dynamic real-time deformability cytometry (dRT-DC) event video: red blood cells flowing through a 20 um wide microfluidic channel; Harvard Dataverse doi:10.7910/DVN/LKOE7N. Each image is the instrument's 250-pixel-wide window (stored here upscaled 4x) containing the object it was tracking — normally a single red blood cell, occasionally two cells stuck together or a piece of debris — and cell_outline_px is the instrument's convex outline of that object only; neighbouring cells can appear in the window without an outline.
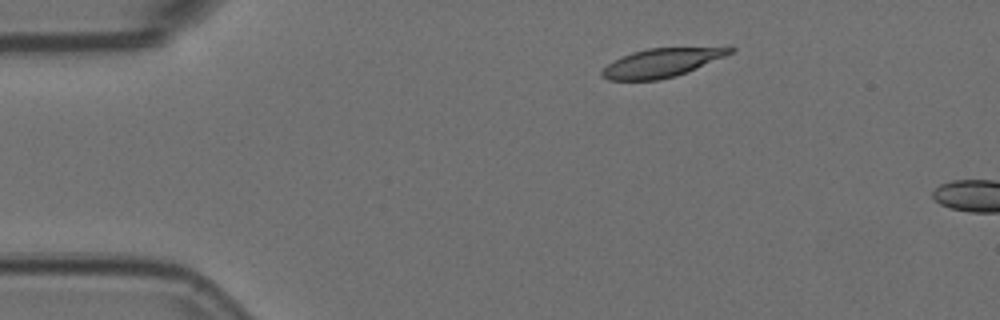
{"species": "Egyptian fruit bat (a non-hibernating species)", "species_latin": "Rousettus aegyptiacus", "temperature_condition": "room temperature", "stored_images_in_passage": 2, "camera_frame_rate_fps": 3000, "um_per_image_px": 0.085, "animal": {"sex": "female"}, "frame": {"image": 1, "passage_image": 1, "time_ms": 0.0, "image_size_px": [1000, 320], "cell_outline_px": [[736, 48], [732, 52], [724, 56], [696, 68], [676, 76], [656, 80], [608, 80], [600, 76], [600, 72], [608, 64], [632, 52], [648, 48], [732, 44]], "centroid_in_image_um": [56.37, 5.27], "position_along_channel_um": 28.6, "area_um2": 22.02}}